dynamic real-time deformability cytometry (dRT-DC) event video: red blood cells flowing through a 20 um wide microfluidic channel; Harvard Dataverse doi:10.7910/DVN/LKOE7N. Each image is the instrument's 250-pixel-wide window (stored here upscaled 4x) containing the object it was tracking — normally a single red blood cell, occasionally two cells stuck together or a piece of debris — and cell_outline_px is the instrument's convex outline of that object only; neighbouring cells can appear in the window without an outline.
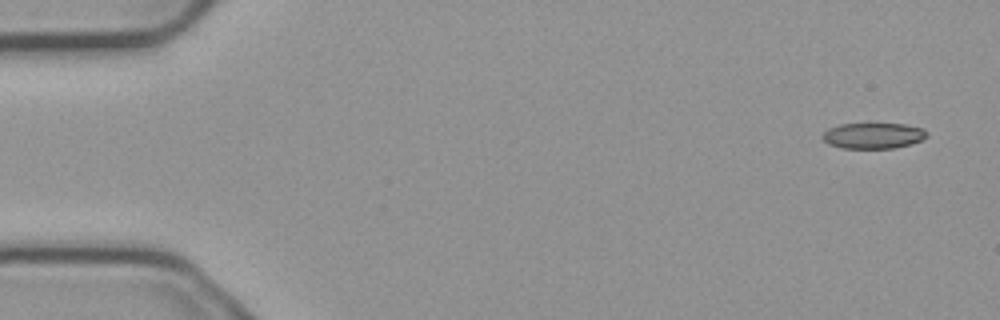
{"species": "common noctule bat (a hibernating species)", "species_latin": "Nyctalus noctula", "temperature_condition": "cold", "stored_images_in_passage": 2, "segment_of_instrument_passage": [2, 2], "camera_frame_rate_fps": 3000, "um_per_image_px": 0.085, "animal": {"sex": "male", "body_mass_g": 23.1, "forearm_length_mm": 52.7}, "frame": {"image": 1, "passage_image": 2, "time_ms": 0.333, "image_size_px": [1000, 320], "cell_outline_px": [[928, 136], [912, 144], [892, 148], [840, 148], [828, 144], [820, 136], [828, 128], [840, 124], [904, 124], [924, 128], [928, 132]], "centroid_in_image_um": [74.22, 11.53], "position_along_channel_um": 10.8, "area_um2": 15.78}}